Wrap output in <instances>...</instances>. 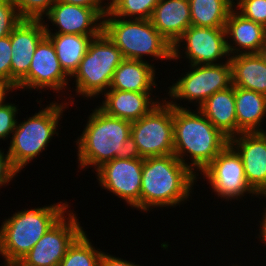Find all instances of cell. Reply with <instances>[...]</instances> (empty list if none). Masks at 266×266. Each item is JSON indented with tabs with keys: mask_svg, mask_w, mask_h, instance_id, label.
<instances>
[{
	"mask_svg": "<svg viewBox=\"0 0 266 266\" xmlns=\"http://www.w3.org/2000/svg\"><path fill=\"white\" fill-rule=\"evenodd\" d=\"M45 20H21L10 34L12 50L11 87L17 85L28 75L33 54L39 42L46 36Z\"/></svg>",
	"mask_w": 266,
	"mask_h": 266,
	"instance_id": "obj_16",
	"label": "cell"
},
{
	"mask_svg": "<svg viewBox=\"0 0 266 266\" xmlns=\"http://www.w3.org/2000/svg\"><path fill=\"white\" fill-rule=\"evenodd\" d=\"M225 34L230 57L240 54H258L265 42L266 27L245 18L233 8L225 24Z\"/></svg>",
	"mask_w": 266,
	"mask_h": 266,
	"instance_id": "obj_18",
	"label": "cell"
},
{
	"mask_svg": "<svg viewBox=\"0 0 266 266\" xmlns=\"http://www.w3.org/2000/svg\"><path fill=\"white\" fill-rule=\"evenodd\" d=\"M100 266H141L133 262L123 260L119 257L102 252Z\"/></svg>",
	"mask_w": 266,
	"mask_h": 266,
	"instance_id": "obj_36",
	"label": "cell"
},
{
	"mask_svg": "<svg viewBox=\"0 0 266 266\" xmlns=\"http://www.w3.org/2000/svg\"><path fill=\"white\" fill-rule=\"evenodd\" d=\"M200 174L210 183L215 195L227 201L241 199L246 194L259 196L248 185L242 159L230 144Z\"/></svg>",
	"mask_w": 266,
	"mask_h": 266,
	"instance_id": "obj_11",
	"label": "cell"
},
{
	"mask_svg": "<svg viewBox=\"0 0 266 266\" xmlns=\"http://www.w3.org/2000/svg\"><path fill=\"white\" fill-rule=\"evenodd\" d=\"M68 202L24 209L3 221L0 228V255L4 266H14L68 210ZM3 266V265H2Z\"/></svg>",
	"mask_w": 266,
	"mask_h": 266,
	"instance_id": "obj_4",
	"label": "cell"
},
{
	"mask_svg": "<svg viewBox=\"0 0 266 266\" xmlns=\"http://www.w3.org/2000/svg\"><path fill=\"white\" fill-rule=\"evenodd\" d=\"M88 116V121L77 138L78 168L95 167L115 158L133 155L131 148L132 122L107 115L98 106Z\"/></svg>",
	"mask_w": 266,
	"mask_h": 266,
	"instance_id": "obj_2",
	"label": "cell"
},
{
	"mask_svg": "<svg viewBox=\"0 0 266 266\" xmlns=\"http://www.w3.org/2000/svg\"><path fill=\"white\" fill-rule=\"evenodd\" d=\"M45 17L58 28L54 33L98 36L103 29V18L94 9L65 2L56 1Z\"/></svg>",
	"mask_w": 266,
	"mask_h": 266,
	"instance_id": "obj_17",
	"label": "cell"
},
{
	"mask_svg": "<svg viewBox=\"0 0 266 266\" xmlns=\"http://www.w3.org/2000/svg\"><path fill=\"white\" fill-rule=\"evenodd\" d=\"M67 212V215L64 214L49 228L34 247L14 266H59L68 248L84 232L76 214L71 210Z\"/></svg>",
	"mask_w": 266,
	"mask_h": 266,
	"instance_id": "obj_10",
	"label": "cell"
},
{
	"mask_svg": "<svg viewBox=\"0 0 266 266\" xmlns=\"http://www.w3.org/2000/svg\"><path fill=\"white\" fill-rule=\"evenodd\" d=\"M46 36L51 40L64 72L72 78L80 61L87 52L91 40L96 36L53 33L44 23Z\"/></svg>",
	"mask_w": 266,
	"mask_h": 266,
	"instance_id": "obj_25",
	"label": "cell"
},
{
	"mask_svg": "<svg viewBox=\"0 0 266 266\" xmlns=\"http://www.w3.org/2000/svg\"><path fill=\"white\" fill-rule=\"evenodd\" d=\"M157 31L173 46L192 25L188 0H160L150 18Z\"/></svg>",
	"mask_w": 266,
	"mask_h": 266,
	"instance_id": "obj_20",
	"label": "cell"
},
{
	"mask_svg": "<svg viewBox=\"0 0 266 266\" xmlns=\"http://www.w3.org/2000/svg\"><path fill=\"white\" fill-rule=\"evenodd\" d=\"M19 171L13 166L10 156L0 149V187L9 185Z\"/></svg>",
	"mask_w": 266,
	"mask_h": 266,
	"instance_id": "obj_34",
	"label": "cell"
},
{
	"mask_svg": "<svg viewBox=\"0 0 266 266\" xmlns=\"http://www.w3.org/2000/svg\"><path fill=\"white\" fill-rule=\"evenodd\" d=\"M18 107L5 101L0 105V139L5 140L12 135L16 124Z\"/></svg>",
	"mask_w": 266,
	"mask_h": 266,
	"instance_id": "obj_32",
	"label": "cell"
},
{
	"mask_svg": "<svg viewBox=\"0 0 266 266\" xmlns=\"http://www.w3.org/2000/svg\"><path fill=\"white\" fill-rule=\"evenodd\" d=\"M68 105L67 102L60 104L55 101L26 121H17L7 152L19 172L47 149L54 134L58 136L59 120Z\"/></svg>",
	"mask_w": 266,
	"mask_h": 266,
	"instance_id": "obj_6",
	"label": "cell"
},
{
	"mask_svg": "<svg viewBox=\"0 0 266 266\" xmlns=\"http://www.w3.org/2000/svg\"><path fill=\"white\" fill-rule=\"evenodd\" d=\"M160 0H109V13L123 19H150Z\"/></svg>",
	"mask_w": 266,
	"mask_h": 266,
	"instance_id": "obj_28",
	"label": "cell"
},
{
	"mask_svg": "<svg viewBox=\"0 0 266 266\" xmlns=\"http://www.w3.org/2000/svg\"><path fill=\"white\" fill-rule=\"evenodd\" d=\"M155 66L148 61L124 59L114 72L109 89L132 92H152L155 83Z\"/></svg>",
	"mask_w": 266,
	"mask_h": 266,
	"instance_id": "obj_22",
	"label": "cell"
},
{
	"mask_svg": "<svg viewBox=\"0 0 266 266\" xmlns=\"http://www.w3.org/2000/svg\"><path fill=\"white\" fill-rule=\"evenodd\" d=\"M234 8L245 18L266 27V0H235ZM236 4V5H235ZM239 9V10H238Z\"/></svg>",
	"mask_w": 266,
	"mask_h": 266,
	"instance_id": "obj_30",
	"label": "cell"
},
{
	"mask_svg": "<svg viewBox=\"0 0 266 266\" xmlns=\"http://www.w3.org/2000/svg\"><path fill=\"white\" fill-rule=\"evenodd\" d=\"M259 55L263 58V60L266 63V38H265V42L263 43V45L260 49Z\"/></svg>",
	"mask_w": 266,
	"mask_h": 266,
	"instance_id": "obj_39",
	"label": "cell"
},
{
	"mask_svg": "<svg viewBox=\"0 0 266 266\" xmlns=\"http://www.w3.org/2000/svg\"><path fill=\"white\" fill-rule=\"evenodd\" d=\"M72 5H78L85 8L94 9L102 18L109 12V3L104 0H57ZM104 3V5H102ZM106 4V5H105Z\"/></svg>",
	"mask_w": 266,
	"mask_h": 266,
	"instance_id": "obj_35",
	"label": "cell"
},
{
	"mask_svg": "<svg viewBox=\"0 0 266 266\" xmlns=\"http://www.w3.org/2000/svg\"><path fill=\"white\" fill-rule=\"evenodd\" d=\"M190 71L181 75L176 83L169 88V96L174 99L167 101L176 108L182 107L176 103L178 100H188L199 107L214 93L228 89L232 84V67L229 59L218 64L190 65ZM178 104V105H177Z\"/></svg>",
	"mask_w": 266,
	"mask_h": 266,
	"instance_id": "obj_9",
	"label": "cell"
},
{
	"mask_svg": "<svg viewBox=\"0 0 266 266\" xmlns=\"http://www.w3.org/2000/svg\"><path fill=\"white\" fill-rule=\"evenodd\" d=\"M198 109L228 139L237 136L234 86L214 93Z\"/></svg>",
	"mask_w": 266,
	"mask_h": 266,
	"instance_id": "obj_21",
	"label": "cell"
},
{
	"mask_svg": "<svg viewBox=\"0 0 266 266\" xmlns=\"http://www.w3.org/2000/svg\"><path fill=\"white\" fill-rule=\"evenodd\" d=\"M240 155L248 185L260 197H266V131L242 132L229 139Z\"/></svg>",
	"mask_w": 266,
	"mask_h": 266,
	"instance_id": "obj_15",
	"label": "cell"
},
{
	"mask_svg": "<svg viewBox=\"0 0 266 266\" xmlns=\"http://www.w3.org/2000/svg\"><path fill=\"white\" fill-rule=\"evenodd\" d=\"M22 20H43L57 0H12Z\"/></svg>",
	"mask_w": 266,
	"mask_h": 266,
	"instance_id": "obj_29",
	"label": "cell"
},
{
	"mask_svg": "<svg viewBox=\"0 0 266 266\" xmlns=\"http://www.w3.org/2000/svg\"><path fill=\"white\" fill-rule=\"evenodd\" d=\"M87 237L84 231L68 248L59 266H100L102 251L96 250Z\"/></svg>",
	"mask_w": 266,
	"mask_h": 266,
	"instance_id": "obj_27",
	"label": "cell"
},
{
	"mask_svg": "<svg viewBox=\"0 0 266 266\" xmlns=\"http://www.w3.org/2000/svg\"><path fill=\"white\" fill-rule=\"evenodd\" d=\"M123 60L120 49L102 31L91 40L86 54L72 76L76 78L75 93L87 99L103 95V92L110 88L114 72Z\"/></svg>",
	"mask_w": 266,
	"mask_h": 266,
	"instance_id": "obj_7",
	"label": "cell"
},
{
	"mask_svg": "<svg viewBox=\"0 0 266 266\" xmlns=\"http://www.w3.org/2000/svg\"><path fill=\"white\" fill-rule=\"evenodd\" d=\"M196 176L174 154L144 158L140 211L147 212L156 207H180L181 202L191 197Z\"/></svg>",
	"mask_w": 266,
	"mask_h": 266,
	"instance_id": "obj_1",
	"label": "cell"
},
{
	"mask_svg": "<svg viewBox=\"0 0 266 266\" xmlns=\"http://www.w3.org/2000/svg\"><path fill=\"white\" fill-rule=\"evenodd\" d=\"M151 93L108 89L103 93L105 100L98 107L109 116L133 122L149 114L161 103L158 99L153 101Z\"/></svg>",
	"mask_w": 266,
	"mask_h": 266,
	"instance_id": "obj_19",
	"label": "cell"
},
{
	"mask_svg": "<svg viewBox=\"0 0 266 266\" xmlns=\"http://www.w3.org/2000/svg\"><path fill=\"white\" fill-rule=\"evenodd\" d=\"M12 50L10 35L0 38V80L11 86Z\"/></svg>",
	"mask_w": 266,
	"mask_h": 266,
	"instance_id": "obj_33",
	"label": "cell"
},
{
	"mask_svg": "<svg viewBox=\"0 0 266 266\" xmlns=\"http://www.w3.org/2000/svg\"><path fill=\"white\" fill-rule=\"evenodd\" d=\"M180 48H184L185 56L180 53ZM182 56L189 59L190 65L218 64L217 61L221 63L224 56L229 59L225 28L191 25L172 46V60L184 58Z\"/></svg>",
	"mask_w": 266,
	"mask_h": 266,
	"instance_id": "obj_12",
	"label": "cell"
},
{
	"mask_svg": "<svg viewBox=\"0 0 266 266\" xmlns=\"http://www.w3.org/2000/svg\"><path fill=\"white\" fill-rule=\"evenodd\" d=\"M196 109L192 112L173 107V137L174 155L198 176L197 171H203L229 144V139ZM186 156L191 163L186 162Z\"/></svg>",
	"mask_w": 266,
	"mask_h": 266,
	"instance_id": "obj_3",
	"label": "cell"
},
{
	"mask_svg": "<svg viewBox=\"0 0 266 266\" xmlns=\"http://www.w3.org/2000/svg\"><path fill=\"white\" fill-rule=\"evenodd\" d=\"M102 31L120 49L124 59H172V45L157 31L150 19H123L109 12L103 18Z\"/></svg>",
	"mask_w": 266,
	"mask_h": 266,
	"instance_id": "obj_5",
	"label": "cell"
},
{
	"mask_svg": "<svg viewBox=\"0 0 266 266\" xmlns=\"http://www.w3.org/2000/svg\"><path fill=\"white\" fill-rule=\"evenodd\" d=\"M234 87L266 95V63L258 54H240L229 58Z\"/></svg>",
	"mask_w": 266,
	"mask_h": 266,
	"instance_id": "obj_24",
	"label": "cell"
},
{
	"mask_svg": "<svg viewBox=\"0 0 266 266\" xmlns=\"http://www.w3.org/2000/svg\"><path fill=\"white\" fill-rule=\"evenodd\" d=\"M237 135L242 132H265L261 122L266 117V95L235 87Z\"/></svg>",
	"mask_w": 266,
	"mask_h": 266,
	"instance_id": "obj_23",
	"label": "cell"
},
{
	"mask_svg": "<svg viewBox=\"0 0 266 266\" xmlns=\"http://www.w3.org/2000/svg\"><path fill=\"white\" fill-rule=\"evenodd\" d=\"M21 20L12 0H0V38L10 35Z\"/></svg>",
	"mask_w": 266,
	"mask_h": 266,
	"instance_id": "obj_31",
	"label": "cell"
},
{
	"mask_svg": "<svg viewBox=\"0 0 266 266\" xmlns=\"http://www.w3.org/2000/svg\"><path fill=\"white\" fill-rule=\"evenodd\" d=\"M143 158L131 155L115 158L98 167L95 171L100 187L115 194L131 208L140 210V192Z\"/></svg>",
	"mask_w": 266,
	"mask_h": 266,
	"instance_id": "obj_13",
	"label": "cell"
},
{
	"mask_svg": "<svg viewBox=\"0 0 266 266\" xmlns=\"http://www.w3.org/2000/svg\"><path fill=\"white\" fill-rule=\"evenodd\" d=\"M14 90L9 84L0 80V105L5 101L9 92ZM8 93V94H6Z\"/></svg>",
	"mask_w": 266,
	"mask_h": 266,
	"instance_id": "obj_38",
	"label": "cell"
},
{
	"mask_svg": "<svg viewBox=\"0 0 266 266\" xmlns=\"http://www.w3.org/2000/svg\"><path fill=\"white\" fill-rule=\"evenodd\" d=\"M69 76L64 72L51 40L45 36L37 45L28 75L17 85V89L48 90L60 93L67 89Z\"/></svg>",
	"mask_w": 266,
	"mask_h": 266,
	"instance_id": "obj_14",
	"label": "cell"
},
{
	"mask_svg": "<svg viewBox=\"0 0 266 266\" xmlns=\"http://www.w3.org/2000/svg\"><path fill=\"white\" fill-rule=\"evenodd\" d=\"M149 114L132 122L131 148L140 158L174 154L173 106L160 100Z\"/></svg>",
	"mask_w": 266,
	"mask_h": 266,
	"instance_id": "obj_8",
	"label": "cell"
},
{
	"mask_svg": "<svg viewBox=\"0 0 266 266\" xmlns=\"http://www.w3.org/2000/svg\"><path fill=\"white\" fill-rule=\"evenodd\" d=\"M263 211V217L260 221V234H258V236L260 238L259 240L262 241L264 245H266V209H264Z\"/></svg>",
	"mask_w": 266,
	"mask_h": 266,
	"instance_id": "obj_37",
	"label": "cell"
},
{
	"mask_svg": "<svg viewBox=\"0 0 266 266\" xmlns=\"http://www.w3.org/2000/svg\"><path fill=\"white\" fill-rule=\"evenodd\" d=\"M191 23L198 27L225 28L234 0H188Z\"/></svg>",
	"mask_w": 266,
	"mask_h": 266,
	"instance_id": "obj_26",
	"label": "cell"
}]
</instances>
